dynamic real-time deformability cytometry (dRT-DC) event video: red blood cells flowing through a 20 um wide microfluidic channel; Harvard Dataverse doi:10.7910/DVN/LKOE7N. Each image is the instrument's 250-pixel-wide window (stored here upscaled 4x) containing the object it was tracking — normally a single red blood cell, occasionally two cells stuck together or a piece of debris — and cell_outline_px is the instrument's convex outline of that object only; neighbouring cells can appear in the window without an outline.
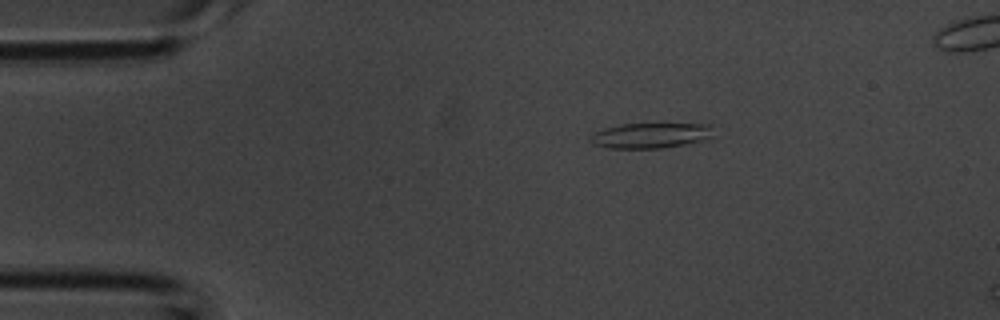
{"species": "common noctule bat (a hibernating species)", "species_latin": "Nyctalus noctula", "temperature_condition": "room temperature", "stored_images_in_passage": 6, "camera_frame_rate_fps": 3000, "um_per_image_px": 0.085, "animal": {"sex": "male", "body_mass_g": 20.1, "forearm_length_mm": 53.5}, "frame": {"image": 1, "passage_image": 1, "time_ms": 0.0, "image_size_px": [1000, 320], "cell_outline_px": [[708, 136], [704, 140], [684, 144], [660, 148], [608, 148], [592, 144], [588, 140], [588, 136], [592, 132], [604, 128], [620, 124], [708, 124]], "centroid_in_image_um": [55.11, 11.52], "position_along_channel_um": 29.9, "area_um2": 17.86}}